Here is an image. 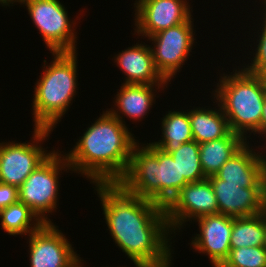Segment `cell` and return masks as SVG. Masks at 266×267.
I'll return each mask as SVG.
<instances>
[{"label":"cell","mask_w":266,"mask_h":267,"mask_svg":"<svg viewBox=\"0 0 266 267\" xmlns=\"http://www.w3.org/2000/svg\"><path fill=\"white\" fill-rule=\"evenodd\" d=\"M95 186L115 244L133 263L170 267L172 251L167 237L171 229L165 209L149 199L128 193L118 183H96Z\"/></svg>","instance_id":"1"},{"label":"cell","mask_w":266,"mask_h":267,"mask_svg":"<svg viewBox=\"0 0 266 267\" xmlns=\"http://www.w3.org/2000/svg\"><path fill=\"white\" fill-rule=\"evenodd\" d=\"M136 141L126 125L106 110L64 156L72 171L93 184L117 183L127 171Z\"/></svg>","instance_id":"2"},{"label":"cell","mask_w":266,"mask_h":267,"mask_svg":"<svg viewBox=\"0 0 266 267\" xmlns=\"http://www.w3.org/2000/svg\"><path fill=\"white\" fill-rule=\"evenodd\" d=\"M137 143L125 175L117 182L128 193L165 208L179 192V168L170 154Z\"/></svg>","instance_id":"3"},{"label":"cell","mask_w":266,"mask_h":267,"mask_svg":"<svg viewBox=\"0 0 266 267\" xmlns=\"http://www.w3.org/2000/svg\"><path fill=\"white\" fill-rule=\"evenodd\" d=\"M54 59L35 84L33 117L35 128L53 130L71 103L77 87V53L52 52Z\"/></svg>","instance_id":"4"},{"label":"cell","mask_w":266,"mask_h":267,"mask_svg":"<svg viewBox=\"0 0 266 267\" xmlns=\"http://www.w3.org/2000/svg\"><path fill=\"white\" fill-rule=\"evenodd\" d=\"M219 82L214 96L228 120L230 130L245 138L244 135L250 130L260 134L266 79L242 68L241 71L235 70L232 75L223 74Z\"/></svg>","instance_id":"5"},{"label":"cell","mask_w":266,"mask_h":267,"mask_svg":"<svg viewBox=\"0 0 266 267\" xmlns=\"http://www.w3.org/2000/svg\"><path fill=\"white\" fill-rule=\"evenodd\" d=\"M60 155L61 152L52 151L18 188L19 202L28 206L43 223H52L46 213H51L57 205L60 170H71L66 157Z\"/></svg>","instance_id":"6"},{"label":"cell","mask_w":266,"mask_h":267,"mask_svg":"<svg viewBox=\"0 0 266 267\" xmlns=\"http://www.w3.org/2000/svg\"><path fill=\"white\" fill-rule=\"evenodd\" d=\"M28 14L52 52H76V32L59 0H26Z\"/></svg>","instance_id":"7"},{"label":"cell","mask_w":266,"mask_h":267,"mask_svg":"<svg viewBox=\"0 0 266 267\" xmlns=\"http://www.w3.org/2000/svg\"><path fill=\"white\" fill-rule=\"evenodd\" d=\"M51 131L53 130L34 127L33 144L28 142L0 143L1 183L19 188L30 174L52 154V152L47 153V150H43L39 144V141L47 139Z\"/></svg>","instance_id":"8"},{"label":"cell","mask_w":266,"mask_h":267,"mask_svg":"<svg viewBox=\"0 0 266 267\" xmlns=\"http://www.w3.org/2000/svg\"><path fill=\"white\" fill-rule=\"evenodd\" d=\"M191 20L192 17L180 25L147 37L155 43L151 48L155 68L167 82L190 55L195 40Z\"/></svg>","instance_id":"9"},{"label":"cell","mask_w":266,"mask_h":267,"mask_svg":"<svg viewBox=\"0 0 266 267\" xmlns=\"http://www.w3.org/2000/svg\"><path fill=\"white\" fill-rule=\"evenodd\" d=\"M171 231L189 220L218 213V203L208 178L186 184L164 208Z\"/></svg>","instance_id":"10"},{"label":"cell","mask_w":266,"mask_h":267,"mask_svg":"<svg viewBox=\"0 0 266 267\" xmlns=\"http://www.w3.org/2000/svg\"><path fill=\"white\" fill-rule=\"evenodd\" d=\"M29 237L31 267H77L80 257L53 223H44Z\"/></svg>","instance_id":"11"},{"label":"cell","mask_w":266,"mask_h":267,"mask_svg":"<svg viewBox=\"0 0 266 267\" xmlns=\"http://www.w3.org/2000/svg\"><path fill=\"white\" fill-rule=\"evenodd\" d=\"M218 203V213L233 218L260 214L266 199V174L250 188L225 183L215 175L208 177Z\"/></svg>","instance_id":"12"},{"label":"cell","mask_w":266,"mask_h":267,"mask_svg":"<svg viewBox=\"0 0 266 267\" xmlns=\"http://www.w3.org/2000/svg\"><path fill=\"white\" fill-rule=\"evenodd\" d=\"M135 2V32L145 37L180 25L192 16L190 5L186 0H136Z\"/></svg>","instance_id":"13"},{"label":"cell","mask_w":266,"mask_h":267,"mask_svg":"<svg viewBox=\"0 0 266 267\" xmlns=\"http://www.w3.org/2000/svg\"><path fill=\"white\" fill-rule=\"evenodd\" d=\"M200 234H197L191 245L199 253H206L213 267H220L228 258L232 217L220 213L205 215L196 219Z\"/></svg>","instance_id":"14"},{"label":"cell","mask_w":266,"mask_h":267,"mask_svg":"<svg viewBox=\"0 0 266 267\" xmlns=\"http://www.w3.org/2000/svg\"><path fill=\"white\" fill-rule=\"evenodd\" d=\"M249 148L246 143L221 166L215 176L225 183L243 184V188L253 187L266 174V156L256 154Z\"/></svg>","instance_id":"15"},{"label":"cell","mask_w":266,"mask_h":267,"mask_svg":"<svg viewBox=\"0 0 266 267\" xmlns=\"http://www.w3.org/2000/svg\"><path fill=\"white\" fill-rule=\"evenodd\" d=\"M116 56L117 66L127 76L124 84L167 85V81L155 68L149 45L136 43V45L128 47Z\"/></svg>","instance_id":"16"},{"label":"cell","mask_w":266,"mask_h":267,"mask_svg":"<svg viewBox=\"0 0 266 267\" xmlns=\"http://www.w3.org/2000/svg\"><path fill=\"white\" fill-rule=\"evenodd\" d=\"M158 86V88L165 86L164 84H153V85H141V84H122L116 97L115 106L117 110H110L109 113L114 117L118 118L124 125L125 121L122 120L121 114L128 116L130 119L141 120L144 115L152 107L154 102L153 87ZM119 112V113H118Z\"/></svg>","instance_id":"17"},{"label":"cell","mask_w":266,"mask_h":267,"mask_svg":"<svg viewBox=\"0 0 266 267\" xmlns=\"http://www.w3.org/2000/svg\"><path fill=\"white\" fill-rule=\"evenodd\" d=\"M246 143L247 138L231 131L226 137L199 144L200 162L205 177L215 175Z\"/></svg>","instance_id":"18"},{"label":"cell","mask_w":266,"mask_h":267,"mask_svg":"<svg viewBox=\"0 0 266 267\" xmlns=\"http://www.w3.org/2000/svg\"><path fill=\"white\" fill-rule=\"evenodd\" d=\"M216 110L199 107L189 111L193 140L197 143L220 139L231 132L221 107Z\"/></svg>","instance_id":"19"},{"label":"cell","mask_w":266,"mask_h":267,"mask_svg":"<svg viewBox=\"0 0 266 267\" xmlns=\"http://www.w3.org/2000/svg\"><path fill=\"white\" fill-rule=\"evenodd\" d=\"M162 140L151 144L170 154L183 143L193 140L189 112L169 111L162 119Z\"/></svg>","instance_id":"20"},{"label":"cell","mask_w":266,"mask_h":267,"mask_svg":"<svg viewBox=\"0 0 266 267\" xmlns=\"http://www.w3.org/2000/svg\"><path fill=\"white\" fill-rule=\"evenodd\" d=\"M0 218L3 230L13 236L30 235L44 224L28 206L19 201L0 210Z\"/></svg>","instance_id":"21"},{"label":"cell","mask_w":266,"mask_h":267,"mask_svg":"<svg viewBox=\"0 0 266 267\" xmlns=\"http://www.w3.org/2000/svg\"><path fill=\"white\" fill-rule=\"evenodd\" d=\"M179 168V191L188 183L206 179L199 156V143L192 140L183 143L170 153Z\"/></svg>","instance_id":"22"},{"label":"cell","mask_w":266,"mask_h":267,"mask_svg":"<svg viewBox=\"0 0 266 267\" xmlns=\"http://www.w3.org/2000/svg\"><path fill=\"white\" fill-rule=\"evenodd\" d=\"M265 227L261 214L250 217H232L231 249L264 245Z\"/></svg>","instance_id":"23"},{"label":"cell","mask_w":266,"mask_h":267,"mask_svg":"<svg viewBox=\"0 0 266 267\" xmlns=\"http://www.w3.org/2000/svg\"><path fill=\"white\" fill-rule=\"evenodd\" d=\"M220 267H266V251L263 246L231 249Z\"/></svg>","instance_id":"24"},{"label":"cell","mask_w":266,"mask_h":267,"mask_svg":"<svg viewBox=\"0 0 266 267\" xmlns=\"http://www.w3.org/2000/svg\"><path fill=\"white\" fill-rule=\"evenodd\" d=\"M264 22L261 26H264L260 32L261 35H259V41L257 47H256V53L254 60L251 61V65L246 66L244 68L245 71L252 75L260 76L264 79H266V9L264 11Z\"/></svg>","instance_id":"25"},{"label":"cell","mask_w":266,"mask_h":267,"mask_svg":"<svg viewBox=\"0 0 266 267\" xmlns=\"http://www.w3.org/2000/svg\"><path fill=\"white\" fill-rule=\"evenodd\" d=\"M19 201L18 188L0 182V210Z\"/></svg>","instance_id":"26"},{"label":"cell","mask_w":266,"mask_h":267,"mask_svg":"<svg viewBox=\"0 0 266 267\" xmlns=\"http://www.w3.org/2000/svg\"><path fill=\"white\" fill-rule=\"evenodd\" d=\"M260 134L261 136L263 134H265L264 136H266V99H265L263 109H262V116H261V122H260Z\"/></svg>","instance_id":"27"},{"label":"cell","mask_w":266,"mask_h":267,"mask_svg":"<svg viewBox=\"0 0 266 267\" xmlns=\"http://www.w3.org/2000/svg\"><path fill=\"white\" fill-rule=\"evenodd\" d=\"M261 216H262V220H263V224L265 227V238H264V249L266 251V199L264 201L263 207H262V211L260 212Z\"/></svg>","instance_id":"28"},{"label":"cell","mask_w":266,"mask_h":267,"mask_svg":"<svg viewBox=\"0 0 266 267\" xmlns=\"http://www.w3.org/2000/svg\"><path fill=\"white\" fill-rule=\"evenodd\" d=\"M26 0H0V4L2 6H8L9 4H13L14 2H19L20 4H23Z\"/></svg>","instance_id":"29"},{"label":"cell","mask_w":266,"mask_h":267,"mask_svg":"<svg viewBox=\"0 0 266 267\" xmlns=\"http://www.w3.org/2000/svg\"><path fill=\"white\" fill-rule=\"evenodd\" d=\"M134 265H135L136 267H154V266L147 265V264H143V263H134Z\"/></svg>","instance_id":"30"},{"label":"cell","mask_w":266,"mask_h":267,"mask_svg":"<svg viewBox=\"0 0 266 267\" xmlns=\"http://www.w3.org/2000/svg\"><path fill=\"white\" fill-rule=\"evenodd\" d=\"M264 7H265L264 9H266V0H264Z\"/></svg>","instance_id":"31"}]
</instances>
